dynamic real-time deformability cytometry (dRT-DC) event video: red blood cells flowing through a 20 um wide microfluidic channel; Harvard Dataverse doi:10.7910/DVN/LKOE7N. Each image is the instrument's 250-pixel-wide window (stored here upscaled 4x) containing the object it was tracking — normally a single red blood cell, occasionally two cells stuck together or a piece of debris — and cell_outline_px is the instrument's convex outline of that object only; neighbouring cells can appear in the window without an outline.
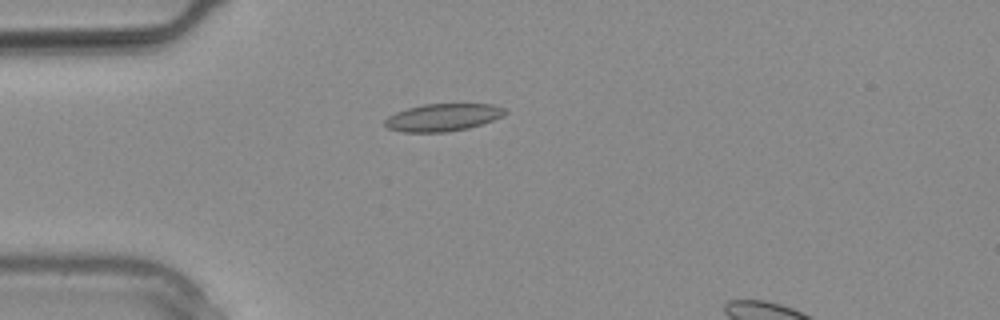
{"species": "common noctule bat (a hibernating species)", "species_latin": "Nyctalus noctula", "temperature_condition": "warm", "stored_images_in_passage": 18, "camera_frame_rate_fps": 3000, "um_per_image_px": 0.085, "animal": {"sex": "male", "body_mass_g": 20.4}, "frame": {"image": 1, "passage_image": 8, "time_ms": 2.333, "image_size_px": [1000, 320], "cell_outline_px": [[508, 112], [504, 116], [468, 128], [448, 132], [404, 132], [388, 128], [384, 124], [384, 120], [388, 116], [396, 112], [408, 108], [424, 104], [492, 104], [508, 108]], "centroid_in_image_um": [37.68, 9.97], "position_along_channel_um": 47.3, "area_um2": 19.31}}